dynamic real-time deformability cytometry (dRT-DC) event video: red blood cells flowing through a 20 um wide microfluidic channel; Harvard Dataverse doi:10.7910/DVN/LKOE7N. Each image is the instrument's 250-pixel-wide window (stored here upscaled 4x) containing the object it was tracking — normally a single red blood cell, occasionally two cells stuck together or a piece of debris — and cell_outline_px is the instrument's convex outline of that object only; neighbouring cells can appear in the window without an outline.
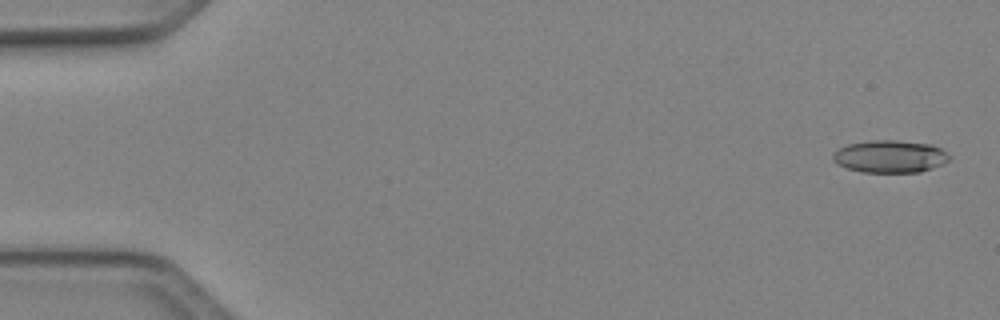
{"species": "Egyptian fruit bat (a non-hibernating species)", "species_latin": "Rousettus aegyptiacus", "temperature_condition": "cold", "stored_images_in_passage": 47, "camera_frame_rate_fps": 3000, "um_per_image_px": 0.085, "animal": {"sex": "female"}, "frame": {"image": 1, "passage_image": 2, "time_ms": 0.333, "image_size_px": [1000, 320], "cell_outline_px": [[952, 156], [944, 164], [920, 172], [860, 172], [848, 168], [832, 160], [832, 156], [840, 148], [848, 144], [868, 140], [896, 140], [932, 144], [948, 152]], "centroid_in_image_um": [75.7, 13.29], "position_along_channel_um": 9.3, "area_um2": 22.08}}
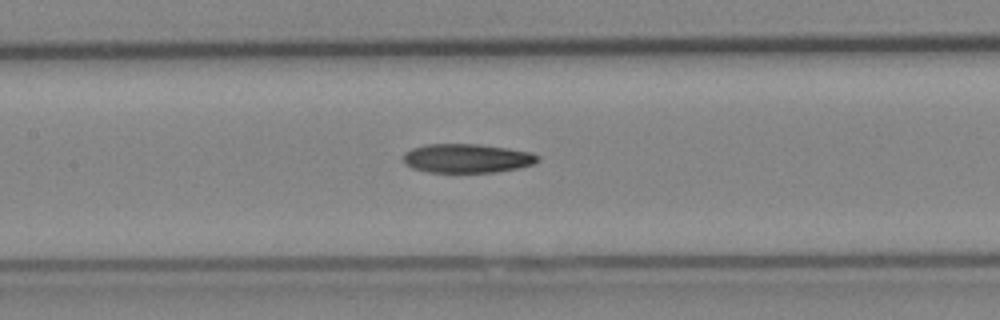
{"frame": {"image": 2, "passage_image": 24, "time_ms": 7.667, "image_size_px": [1000, 320], "cell_outline_px": [[540, 160], [532, 164], [516, 168], [492, 172], [428, 172], [412, 168], [404, 164], [404, 152], [412, 148], [424, 144], [480, 144], [508, 148], [532, 152], [540, 156]], "centroid_in_image_um": [39.68, 13.44], "position_along_channel_um": 167.7, "area_um2": 22.77}}
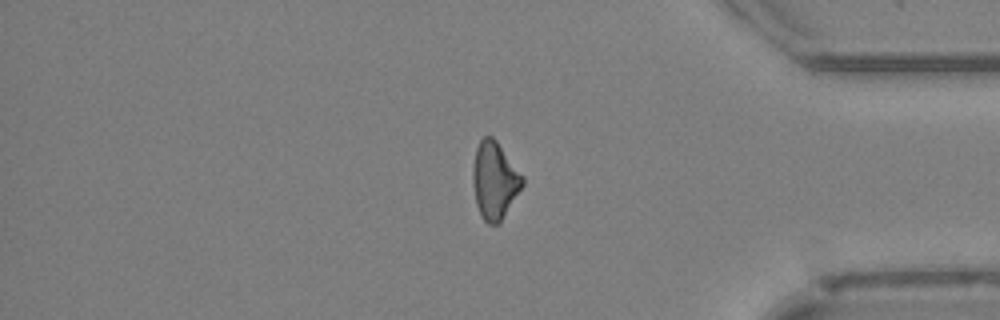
{"frame": {"image": 3, "passage_image": 42, "time_ms": 13.667, "image_size_px": [1000, 320], "cell_outline_px": [[524, 184], [500, 224], [488, 224], [480, 216], [476, 204], [472, 184], [472, 168], [476, 148], [480, 140], [484, 136], [492, 136], [496, 140], [524, 176]], "centroid_in_image_um": [42.03, 15.36], "position_along_channel_um": 393.2, "area_um2": 22.66}}